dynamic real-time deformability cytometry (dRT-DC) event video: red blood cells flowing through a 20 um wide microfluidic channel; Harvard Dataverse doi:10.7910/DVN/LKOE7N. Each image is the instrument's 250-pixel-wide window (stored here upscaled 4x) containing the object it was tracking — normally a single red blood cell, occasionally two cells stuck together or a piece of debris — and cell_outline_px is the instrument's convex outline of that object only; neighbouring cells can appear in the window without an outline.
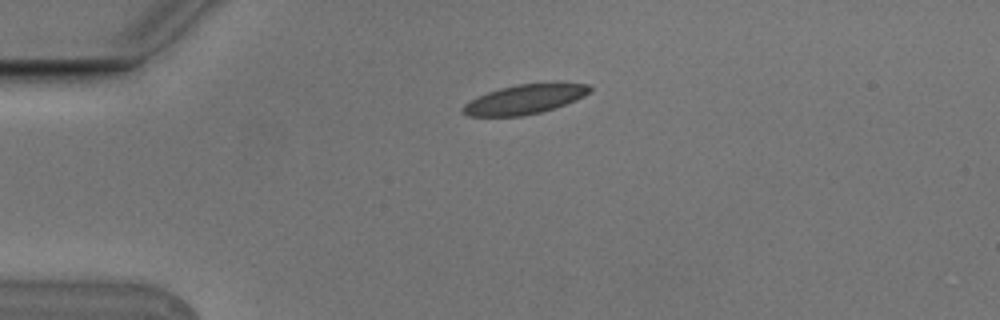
{"species": "Egyptian fruit bat (a non-hibernating species)", "species_latin": "Rousettus aegyptiacus", "temperature_condition": "cold", "stored_images_in_passage": 6, "camera_frame_rate_fps": 3000, "um_per_image_px": 0.085, "animal": {"sex": "male"}, "frame": {"image": 1, "passage_image": 6, "time_ms": 1.667, "image_size_px": [1000, 320], "cell_outline_px": [[592, 88], [584, 96], [576, 100], [540, 112], [524, 116], [468, 116], [460, 112], [460, 108], [464, 104], [488, 92], [500, 88], [516, 84], [556, 80], [588, 84]], "centroid_in_image_um": [44.64, 8.39], "position_along_channel_um": 40.4, "area_um2": 22.31}}